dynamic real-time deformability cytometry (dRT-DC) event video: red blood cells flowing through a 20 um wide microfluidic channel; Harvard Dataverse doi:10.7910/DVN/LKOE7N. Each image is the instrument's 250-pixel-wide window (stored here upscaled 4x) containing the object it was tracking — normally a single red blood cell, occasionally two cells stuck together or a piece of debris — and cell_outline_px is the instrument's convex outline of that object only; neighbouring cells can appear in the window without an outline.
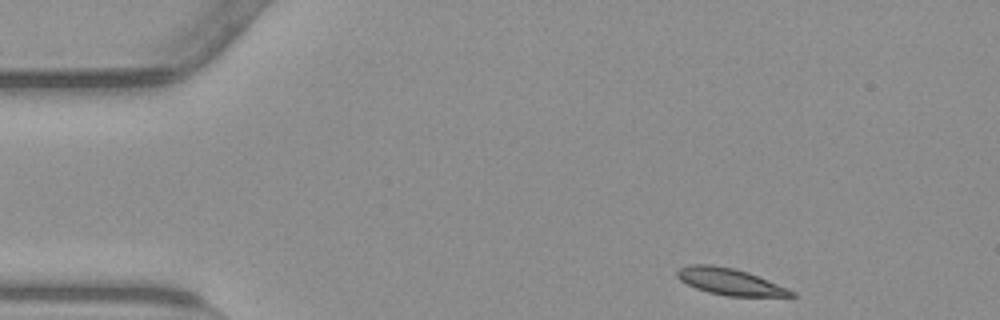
{"species": "common noctule bat (a hibernating species)", "species_latin": "Nyctalus noctula", "temperature_condition": "warm", "stored_images_in_passage": 48, "camera_frame_rate_fps": 3000, "um_per_image_px": 0.085, "animal": {"sex": "male", "body_mass_g": 23.1, "forearm_length_mm": 52.7}, "frame": {"image": 1, "passage_image": 1, "time_ms": 0.0, "image_size_px": [1000, 320], "cell_outline_px": [[796, 296], [728, 296], [708, 292], [696, 288], [680, 280], [676, 276], [676, 272], [680, 268], [692, 264], [712, 264], [732, 268], [748, 272], [788, 288], [796, 292]], "centroid_in_image_um": [62.04, 23.94], "position_along_channel_um": 23.0, "area_um2": 17.57}}
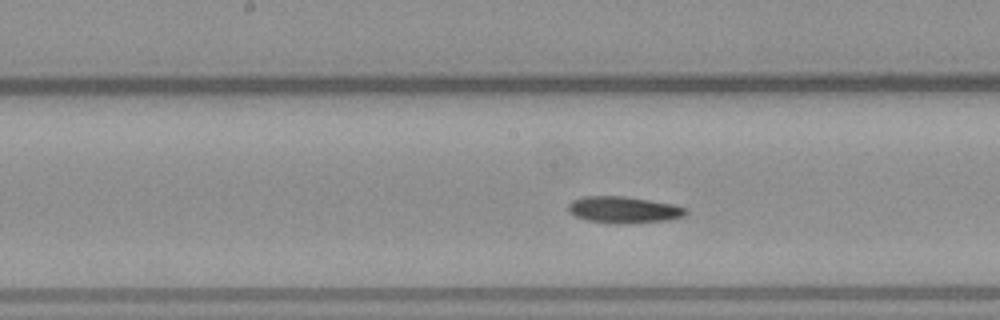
{"frame": {"image": 2, "passage_image": 21, "time_ms": 6.667, "image_size_px": [1000, 320], "cell_outline_px": [[688, 212], [684, 216], [668, 220], [616, 224], [588, 220], [576, 216], [568, 212], [568, 204], [572, 200], [580, 196], [624, 196], [672, 204], [688, 208]], "centroid_in_image_um": [53.0, 17.82], "position_along_channel_um": 195.2, "area_um2": 18.21}}
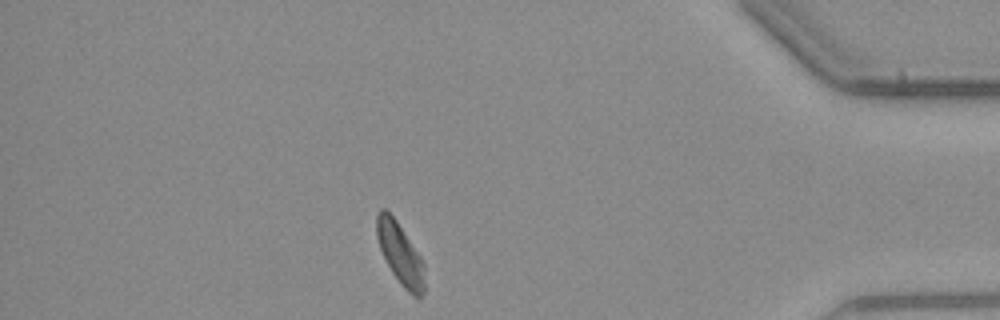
{"frame": {"image": 3, "passage_image": 41, "time_ms": 13.333, "image_size_px": [1000, 320], "cell_outline_px": [[424, 292], [420, 296], [412, 296], [400, 284], [392, 272], [380, 248], [376, 236], [376, 216], [380, 208], [384, 208], [396, 220], [420, 256], [424, 264]], "centroid_in_image_um": [34.01, 21.57], "position_along_channel_um": 401.2, "area_um2": 16.88}, "authors_computed_cell_mechanics": {"area_um2": 17.8891, "velocity_mm_per_s": 3.7678, "shape_relaxation_time_tau1_ms": 5.81, "shape_relaxation_time_tau2_ms": 8.6769, "deformation_change_tau1": 0.1513, "deformation_change_tau2": 0.1245}}